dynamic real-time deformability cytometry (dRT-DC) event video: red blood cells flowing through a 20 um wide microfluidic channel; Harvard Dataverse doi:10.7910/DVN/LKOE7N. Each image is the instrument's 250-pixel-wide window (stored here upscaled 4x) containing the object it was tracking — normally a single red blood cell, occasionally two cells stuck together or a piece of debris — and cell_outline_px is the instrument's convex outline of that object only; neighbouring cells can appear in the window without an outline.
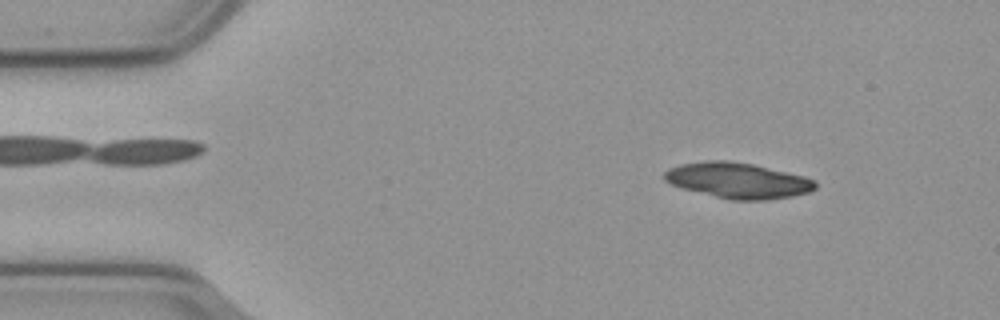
{"species": "common noctule bat (a hibernating species)", "species_latin": "Nyctalus noctula", "temperature_condition": "cold", "stored_images_in_passage": 54, "camera_frame_rate_fps": 3000, "um_per_image_px": 0.085, "animal": {"sex": "male", "body_mass_g": 23.1, "forearm_length_mm": 52.7}, "frame": {"image": 1, "passage_image": 6, "time_ms": 1.667, "image_size_px": [1000, 320], "cell_outline_px": [[816, 188], [808, 192], [792, 196], [768, 200], [732, 200], [684, 188], [672, 184], [664, 180], [664, 172], [668, 168], [680, 164], [704, 160], [728, 160], [752, 164], [804, 176], [816, 180]], "centroid_in_image_um": [62.72, 15.33], "position_along_channel_um": 22.3, "area_um2": 31.15}}
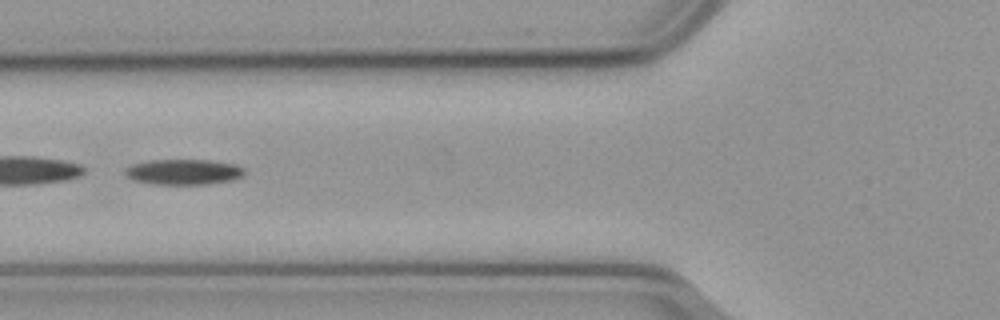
{"frame": {"image": 2, "passage_image": 20, "time_ms": 6.333, "image_size_px": [1000, 320], "cell_outline_px": [[244, 172], [240, 176], [232, 180], [208, 184], [156, 184], [132, 180], [124, 172], [124, 168], [132, 164], [148, 160], [208, 160], [232, 164], [244, 168]], "centroid_in_image_um": [15.55, 14.61], "position_along_channel_um": 110.3, "area_um2": 17.57}}